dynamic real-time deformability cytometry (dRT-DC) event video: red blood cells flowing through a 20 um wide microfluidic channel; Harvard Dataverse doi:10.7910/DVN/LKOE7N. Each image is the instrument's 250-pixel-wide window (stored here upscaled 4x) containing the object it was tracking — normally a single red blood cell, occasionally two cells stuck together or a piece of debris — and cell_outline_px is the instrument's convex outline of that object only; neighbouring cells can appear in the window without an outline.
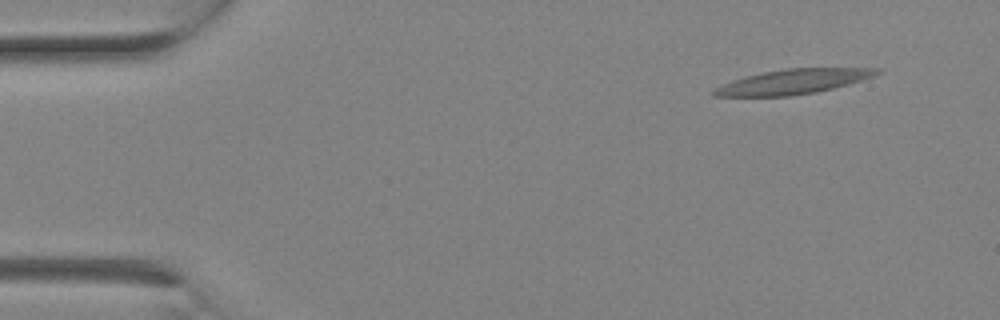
{"species": "Egyptian fruit bat (a non-hibernating species)", "species_latin": "Rousettus aegyptiacus", "temperature_condition": "room temperature", "stored_images_in_passage": 3, "camera_frame_rate_fps": 3000, "um_per_image_px": 0.085, "animal": {"sex": "female"}, "frame": {"image": 1, "passage_image": 1, "time_ms": 0.0, "image_size_px": [1000, 320], "cell_outline_px": [[884, 68], [876, 76], [848, 84], [816, 92], [792, 96], [712, 96], [712, 88], [732, 80], [744, 76], [764, 72], [788, 68]], "centroid_in_image_um": [67.4, 6.94], "position_along_channel_um": 17.6, "area_um2": 23.58}}